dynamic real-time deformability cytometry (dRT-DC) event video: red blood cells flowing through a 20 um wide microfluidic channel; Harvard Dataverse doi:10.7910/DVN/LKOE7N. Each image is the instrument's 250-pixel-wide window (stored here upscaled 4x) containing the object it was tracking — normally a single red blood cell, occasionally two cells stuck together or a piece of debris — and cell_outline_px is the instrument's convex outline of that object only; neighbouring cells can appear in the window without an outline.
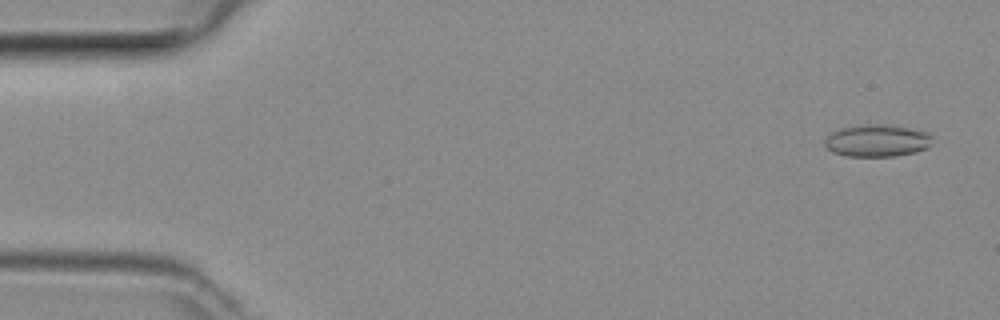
{"species": "common noctule bat (a hibernating species)", "species_latin": "Nyctalus noctula", "temperature_condition": "room temperature", "stored_images_in_passage": 12, "camera_frame_rate_fps": 3000, "um_per_image_px": 0.085, "animal": {"sex": "female", "body_mass_g": 29.2, "forearm_length_mm": 56.3}, "frame": {"image": 1, "passage_image": 2, "time_ms": 0.333, "image_size_px": [1000, 320], "cell_outline_px": [[932, 136], [928, 148], [916, 152], [896, 156], [848, 156], [832, 152], [824, 144], [824, 140], [832, 132], [840, 128], [860, 124], [892, 124], [928, 132]], "centroid_in_image_um": [74.56, 11.94], "position_along_channel_um": 10.4, "area_um2": 20.4}}